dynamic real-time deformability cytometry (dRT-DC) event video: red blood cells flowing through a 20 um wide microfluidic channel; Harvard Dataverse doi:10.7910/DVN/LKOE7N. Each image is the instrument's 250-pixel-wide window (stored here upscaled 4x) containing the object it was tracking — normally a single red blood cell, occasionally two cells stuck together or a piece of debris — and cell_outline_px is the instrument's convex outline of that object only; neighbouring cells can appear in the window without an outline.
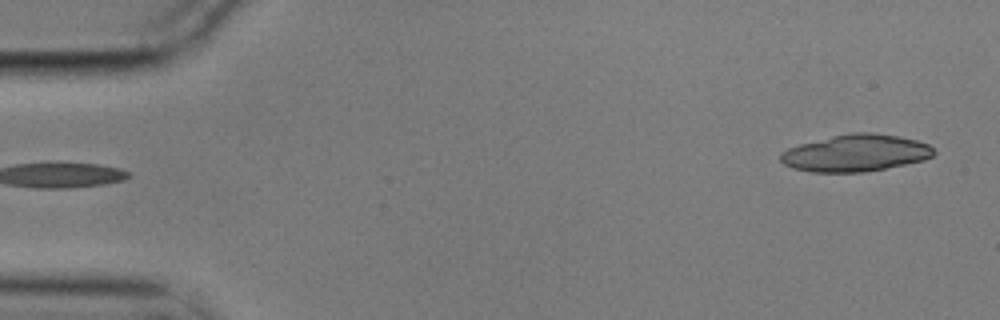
{"species": "common noctule bat (a hibernating species)", "species_latin": "Nyctalus noctula", "temperature_condition": "cold", "stored_images_in_passage": 5, "segment_of_instrument_passage": [2, 2], "camera_frame_rate_fps": 3000, "um_per_image_px": 0.085, "animal": {"sex": "male", "body_mass_g": 17.9}, "frame": {"image": 1, "passage_image": 5, "time_ms": 1.333, "image_size_px": [1000, 320], "cell_outline_px": [[936, 152], [932, 156], [924, 160], [864, 172], [812, 172], [792, 168], [784, 164], [780, 160], [780, 152], [788, 148], [800, 144], [852, 132], [868, 132], [896, 136], [916, 140], [928, 144]], "centroid_in_image_um": [72.71, 13.01], "position_along_channel_um": 12.3, "area_um2": 32.66}}